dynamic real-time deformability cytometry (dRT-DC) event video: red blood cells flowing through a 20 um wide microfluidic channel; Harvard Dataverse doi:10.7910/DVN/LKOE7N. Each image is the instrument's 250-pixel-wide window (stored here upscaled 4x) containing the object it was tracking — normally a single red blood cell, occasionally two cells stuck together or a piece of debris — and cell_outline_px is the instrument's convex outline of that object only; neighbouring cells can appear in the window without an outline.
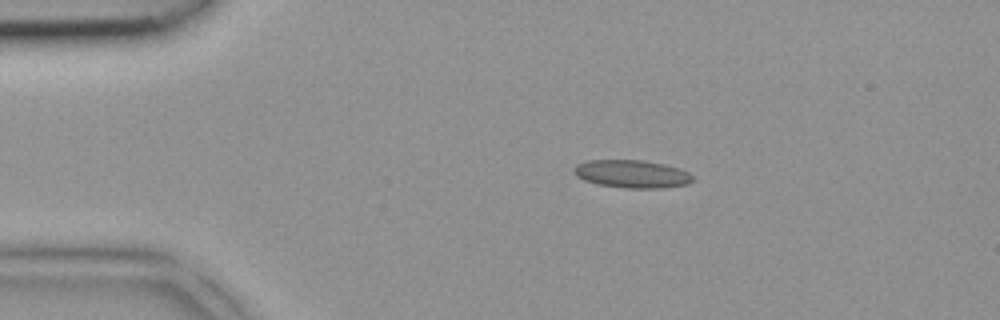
{"species": "common noctule bat (a hibernating species)", "species_latin": "Nyctalus noctula", "temperature_condition": "room temperature", "stored_images_in_passage": 2, "camera_frame_rate_fps": 3000, "um_per_image_px": 0.085, "animal": {"sex": "female", "body_mass_g": 18.4}, "frame": {"image": 1, "passage_image": 1, "time_ms": 0.0, "image_size_px": [1000, 320], "cell_outline_px": [[696, 180], [688, 184], [664, 188], [624, 188], [596, 184], [584, 180], [576, 176], [572, 172], [572, 168], [576, 164], [588, 160], [644, 160], [664, 164], [680, 168], [688, 172]], "centroid_in_image_um": [53.71, 14.79], "position_along_channel_um": 31.3, "area_um2": 19.65}}